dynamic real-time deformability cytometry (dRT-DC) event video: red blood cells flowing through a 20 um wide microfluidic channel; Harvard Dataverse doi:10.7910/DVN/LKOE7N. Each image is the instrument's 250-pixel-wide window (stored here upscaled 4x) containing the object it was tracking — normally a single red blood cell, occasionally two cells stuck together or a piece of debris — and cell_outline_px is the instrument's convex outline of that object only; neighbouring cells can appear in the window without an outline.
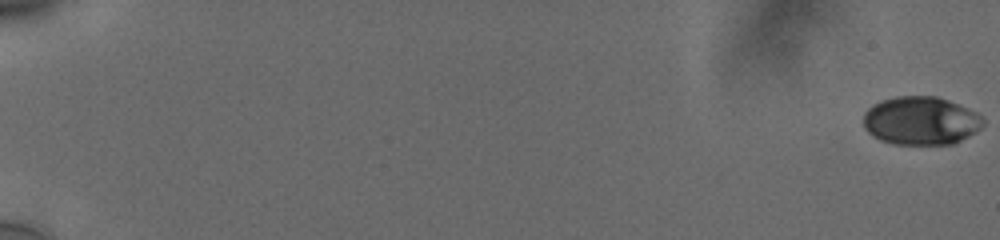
{"species": "human", "species_latin": "Homo sapiens", "temperature_condition": "cold", "stored_images_in_passage": 59, "camera_frame_rate_fps": 3000, "um_per_image_px": 0.085, "donor": {"sex": "male"}, "frame": {"image": 1, "passage_image": 1, "time_ms": 0.0, "image_size_px": [1000, 240], "cell_outline_px": [[984, 124], [976, 132], [952, 144], [892, 144], [880, 140], [872, 136], [864, 128], [864, 112], [872, 104], [880, 100], [896, 96], [936, 96], [948, 100], [968, 108], [976, 112], [984, 120]], "centroid_in_image_um": [78.24, 10.26], "position_along_channel_um": 6.8, "area_um2": 33.87}}
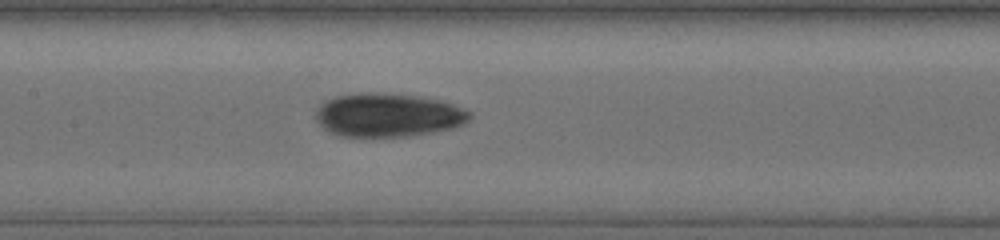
{"frame": {"image": 2, "passage_image": 32, "time_ms": 10.333, "image_size_px": [1000, 240], "cell_outline_px": [[472, 116], [464, 124], [452, 128], [408, 136], [340, 136], [328, 132], [316, 120], [316, 108], [324, 100], [336, 96], [368, 92], [372, 92], [412, 96], [436, 100], [452, 104], [472, 112]], "centroid_in_image_um": [32.94, 9.79], "position_along_channel_um": 174.5, "area_um2": 38.73}}
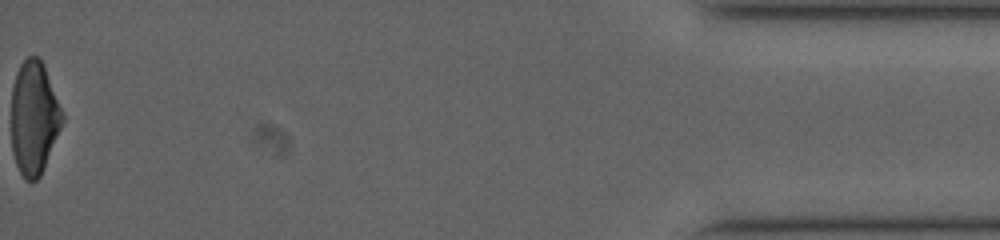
{"frame": {"image": 3, "passage_image": 59, "time_ms": 19.333, "image_size_px": [1000, 240], "cell_outline_px": [[64, 120], [44, 168], [40, 176], [32, 184], [24, 180], [16, 164], [12, 152], [12, 84], [16, 72], [20, 64], [28, 56], [36, 56], [44, 64], [64, 116]], "centroid_in_image_um": [2.88, 10.04], "position_along_channel_um": 432.3, "area_um2": 33.81}, "authors_computed_cell_mechanics": {"area_um2": 35.6626, "velocity_mm_per_s": 3.7844, "shape_relaxation_time_tau1_ms": 4.7205, "shape_relaxation_time_tau2_ms": 3.4498, "deformation_change_tau1": 0.1399, "deformation_change_tau2": 0.0913}}